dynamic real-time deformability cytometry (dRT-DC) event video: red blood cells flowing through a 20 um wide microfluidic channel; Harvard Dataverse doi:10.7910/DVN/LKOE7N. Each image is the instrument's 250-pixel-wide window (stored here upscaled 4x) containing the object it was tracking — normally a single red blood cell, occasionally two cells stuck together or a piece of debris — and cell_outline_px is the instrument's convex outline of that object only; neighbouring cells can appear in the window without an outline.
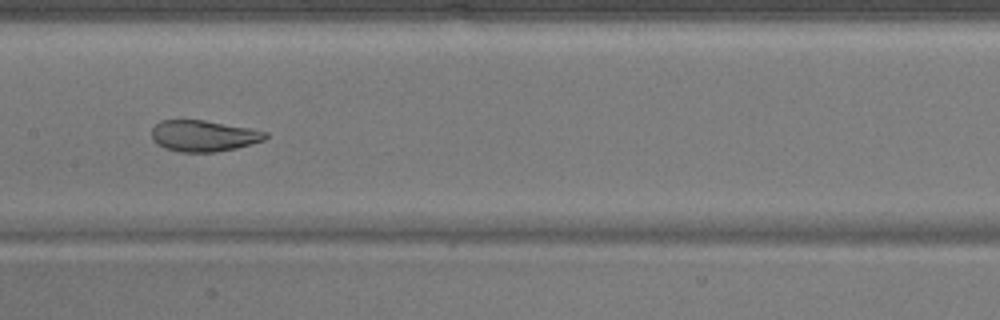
{"species": "common noctule bat (a hibernating species)", "species_latin": "Nyctalus noctula", "temperature_condition": "warm", "stored_images_in_passage": 30, "camera_frame_rate_fps": 3000, "um_per_image_px": 0.085, "animal": {"sex": "male", "body_mass_g": 17.9}, "frame": {"image": 1, "passage_image": 13, "time_ms": 4.0, "image_size_px": [1000, 320], "cell_outline_px": [[268, 136], [264, 140], [252, 144], [236, 148], [216, 152], [180, 152], [164, 148], [156, 144], [152, 140], [152, 128], [160, 120], [204, 120], [252, 128], [268, 132]], "centroid_in_image_um": [17.31, 11.55], "position_along_channel_um": 190.1, "area_um2": 20.92}}